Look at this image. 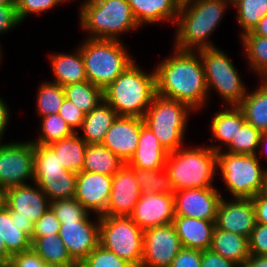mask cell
<instances>
[{"mask_svg": "<svg viewBox=\"0 0 267 267\" xmlns=\"http://www.w3.org/2000/svg\"><path fill=\"white\" fill-rule=\"evenodd\" d=\"M172 55L154 68L156 94L186 103L198 112L206 105L209 95L200 54L174 48Z\"/></svg>", "mask_w": 267, "mask_h": 267, "instance_id": "obj_1", "label": "cell"}, {"mask_svg": "<svg viewBox=\"0 0 267 267\" xmlns=\"http://www.w3.org/2000/svg\"><path fill=\"white\" fill-rule=\"evenodd\" d=\"M230 4L224 0H187L182 2L174 36V48L182 51H200L217 47L208 38L223 19ZM225 12V13H224Z\"/></svg>", "mask_w": 267, "mask_h": 267, "instance_id": "obj_2", "label": "cell"}, {"mask_svg": "<svg viewBox=\"0 0 267 267\" xmlns=\"http://www.w3.org/2000/svg\"><path fill=\"white\" fill-rule=\"evenodd\" d=\"M144 71L134 61L103 89L104 100L118 116L144 117L156 95L155 70Z\"/></svg>", "mask_w": 267, "mask_h": 267, "instance_id": "obj_3", "label": "cell"}, {"mask_svg": "<svg viewBox=\"0 0 267 267\" xmlns=\"http://www.w3.org/2000/svg\"><path fill=\"white\" fill-rule=\"evenodd\" d=\"M79 22L87 38L121 40L120 35L140 28L127 0H84Z\"/></svg>", "mask_w": 267, "mask_h": 267, "instance_id": "obj_4", "label": "cell"}, {"mask_svg": "<svg viewBox=\"0 0 267 267\" xmlns=\"http://www.w3.org/2000/svg\"><path fill=\"white\" fill-rule=\"evenodd\" d=\"M167 169L174 191L214 187L217 153L208 146L185 148L168 153Z\"/></svg>", "mask_w": 267, "mask_h": 267, "instance_id": "obj_5", "label": "cell"}, {"mask_svg": "<svg viewBox=\"0 0 267 267\" xmlns=\"http://www.w3.org/2000/svg\"><path fill=\"white\" fill-rule=\"evenodd\" d=\"M78 47L83 56L87 81L102 89L135 61L121 40L86 38Z\"/></svg>", "mask_w": 267, "mask_h": 267, "instance_id": "obj_6", "label": "cell"}, {"mask_svg": "<svg viewBox=\"0 0 267 267\" xmlns=\"http://www.w3.org/2000/svg\"><path fill=\"white\" fill-rule=\"evenodd\" d=\"M192 111L194 113V110L186 103L156 94L143 120L159 142L171 152L184 146L187 120Z\"/></svg>", "mask_w": 267, "mask_h": 267, "instance_id": "obj_7", "label": "cell"}, {"mask_svg": "<svg viewBox=\"0 0 267 267\" xmlns=\"http://www.w3.org/2000/svg\"><path fill=\"white\" fill-rule=\"evenodd\" d=\"M259 160L258 154L217 152V170L232 198L252 199L262 192L267 169L263 170Z\"/></svg>", "mask_w": 267, "mask_h": 267, "instance_id": "obj_8", "label": "cell"}, {"mask_svg": "<svg viewBox=\"0 0 267 267\" xmlns=\"http://www.w3.org/2000/svg\"><path fill=\"white\" fill-rule=\"evenodd\" d=\"M142 230L129 216H100L99 244L140 267L143 256Z\"/></svg>", "mask_w": 267, "mask_h": 267, "instance_id": "obj_9", "label": "cell"}, {"mask_svg": "<svg viewBox=\"0 0 267 267\" xmlns=\"http://www.w3.org/2000/svg\"><path fill=\"white\" fill-rule=\"evenodd\" d=\"M200 54L208 93L214 88L227 105L238 106L247 88L228 55L217 47L197 51Z\"/></svg>", "mask_w": 267, "mask_h": 267, "instance_id": "obj_10", "label": "cell"}, {"mask_svg": "<svg viewBox=\"0 0 267 267\" xmlns=\"http://www.w3.org/2000/svg\"><path fill=\"white\" fill-rule=\"evenodd\" d=\"M34 182L52 201L75 198L77 174L66 170L48 146L33 144Z\"/></svg>", "mask_w": 267, "mask_h": 267, "instance_id": "obj_11", "label": "cell"}, {"mask_svg": "<svg viewBox=\"0 0 267 267\" xmlns=\"http://www.w3.org/2000/svg\"><path fill=\"white\" fill-rule=\"evenodd\" d=\"M33 142L0 143V184L12 188L34 182Z\"/></svg>", "mask_w": 267, "mask_h": 267, "instance_id": "obj_12", "label": "cell"}, {"mask_svg": "<svg viewBox=\"0 0 267 267\" xmlns=\"http://www.w3.org/2000/svg\"><path fill=\"white\" fill-rule=\"evenodd\" d=\"M180 238L173 224L151 227L144 230L143 256L144 267H169L182 249Z\"/></svg>", "mask_w": 267, "mask_h": 267, "instance_id": "obj_13", "label": "cell"}, {"mask_svg": "<svg viewBox=\"0 0 267 267\" xmlns=\"http://www.w3.org/2000/svg\"><path fill=\"white\" fill-rule=\"evenodd\" d=\"M89 212L78 222L61 224L59 237L66 246L71 258L81 263L99 244L100 216L95 222L90 219Z\"/></svg>", "mask_w": 267, "mask_h": 267, "instance_id": "obj_14", "label": "cell"}, {"mask_svg": "<svg viewBox=\"0 0 267 267\" xmlns=\"http://www.w3.org/2000/svg\"><path fill=\"white\" fill-rule=\"evenodd\" d=\"M175 216L216 220L222 194L214 187L175 191Z\"/></svg>", "mask_w": 267, "mask_h": 267, "instance_id": "obj_15", "label": "cell"}, {"mask_svg": "<svg viewBox=\"0 0 267 267\" xmlns=\"http://www.w3.org/2000/svg\"><path fill=\"white\" fill-rule=\"evenodd\" d=\"M113 176L81 171L77 174L75 199L90 213H106Z\"/></svg>", "mask_w": 267, "mask_h": 267, "instance_id": "obj_16", "label": "cell"}, {"mask_svg": "<svg viewBox=\"0 0 267 267\" xmlns=\"http://www.w3.org/2000/svg\"><path fill=\"white\" fill-rule=\"evenodd\" d=\"M141 197L134 168L124 164L114 175L106 208L107 216H130Z\"/></svg>", "mask_w": 267, "mask_h": 267, "instance_id": "obj_17", "label": "cell"}, {"mask_svg": "<svg viewBox=\"0 0 267 267\" xmlns=\"http://www.w3.org/2000/svg\"><path fill=\"white\" fill-rule=\"evenodd\" d=\"M142 230L171 224L175 217L174 196L169 194H141L129 216Z\"/></svg>", "mask_w": 267, "mask_h": 267, "instance_id": "obj_18", "label": "cell"}, {"mask_svg": "<svg viewBox=\"0 0 267 267\" xmlns=\"http://www.w3.org/2000/svg\"><path fill=\"white\" fill-rule=\"evenodd\" d=\"M143 124L141 117L117 116L101 144L126 164L136 151Z\"/></svg>", "mask_w": 267, "mask_h": 267, "instance_id": "obj_19", "label": "cell"}, {"mask_svg": "<svg viewBox=\"0 0 267 267\" xmlns=\"http://www.w3.org/2000/svg\"><path fill=\"white\" fill-rule=\"evenodd\" d=\"M256 224L252 199L221 198L216 218V227L249 238Z\"/></svg>", "mask_w": 267, "mask_h": 267, "instance_id": "obj_20", "label": "cell"}, {"mask_svg": "<svg viewBox=\"0 0 267 267\" xmlns=\"http://www.w3.org/2000/svg\"><path fill=\"white\" fill-rule=\"evenodd\" d=\"M20 185L8 189L7 208L10 216L23 217L38 221L51 207V201L34 183Z\"/></svg>", "mask_w": 267, "mask_h": 267, "instance_id": "obj_21", "label": "cell"}, {"mask_svg": "<svg viewBox=\"0 0 267 267\" xmlns=\"http://www.w3.org/2000/svg\"><path fill=\"white\" fill-rule=\"evenodd\" d=\"M172 224L183 248L210 249L216 220L175 216Z\"/></svg>", "mask_w": 267, "mask_h": 267, "instance_id": "obj_22", "label": "cell"}, {"mask_svg": "<svg viewBox=\"0 0 267 267\" xmlns=\"http://www.w3.org/2000/svg\"><path fill=\"white\" fill-rule=\"evenodd\" d=\"M169 151L159 142L151 129L143 124L138 139V146L127 163L132 168L147 170L165 168Z\"/></svg>", "mask_w": 267, "mask_h": 267, "instance_id": "obj_23", "label": "cell"}, {"mask_svg": "<svg viewBox=\"0 0 267 267\" xmlns=\"http://www.w3.org/2000/svg\"><path fill=\"white\" fill-rule=\"evenodd\" d=\"M140 27L163 21L175 23L181 2L179 0H127Z\"/></svg>", "mask_w": 267, "mask_h": 267, "instance_id": "obj_24", "label": "cell"}, {"mask_svg": "<svg viewBox=\"0 0 267 267\" xmlns=\"http://www.w3.org/2000/svg\"><path fill=\"white\" fill-rule=\"evenodd\" d=\"M50 67L54 74L53 83L61 86L87 81L85 64L80 48L74 54L54 53L50 54Z\"/></svg>", "mask_w": 267, "mask_h": 267, "instance_id": "obj_25", "label": "cell"}, {"mask_svg": "<svg viewBox=\"0 0 267 267\" xmlns=\"http://www.w3.org/2000/svg\"><path fill=\"white\" fill-rule=\"evenodd\" d=\"M211 121L212 136L216 138L221 145H209L208 147L216 153L223 151L231 143L238 130L246 123L243 112L238 106H229L225 110L215 113Z\"/></svg>", "mask_w": 267, "mask_h": 267, "instance_id": "obj_26", "label": "cell"}, {"mask_svg": "<svg viewBox=\"0 0 267 267\" xmlns=\"http://www.w3.org/2000/svg\"><path fill=\"white\" fill-rule=\"evenodd\" d=\"M117 116L116 111L103 100L91 112L86 113L79 129H82V139L87 144H101Z\"/></svg>", "mask_w": 267, "mask_h": 267, "instance_id": "obj_27", "label": "cell"}, {"mask_svg": "<svg viewBox=\"0 0 267 267\" xmlns=\"http://www.w3.org/2000/svg\"><path fill=\"white\" fill-rule=\"evenodd\" d=\"M210 249L222 257L243 266L250 256L249 238L215 227Z\"/></svg>", "mask_w": 267, "mask_h": 267, "instance_id": "obj_28", "label": "cell"}, {"mask_svg": "<svg viewBox=\"0 0 267 267\" xmlns=\"http://www.w3.org/2000/svg\"><path fill=\"white\" fill-rule=\"evenodd\" d=\"M255 91L246 92L238 107L244 114L245 121L256 130L267 131V79H262Z\"/></svg>", "mask_w": 267, "mask_h": 267, "instance_id": "obj_29", "label": "cell"}, {"mask_svg": "<svg viewBox=\"0 0 267 267\" xmlns=\"http://www.w3.org/2000/svg\"><path fill=\"white\" fill-rule=\"evenodd\" d=\"M78 133L79 132L74 133L69 137L48 145V147L58 155V159L60 163H62V166L66 170L76 174L82 171L85 151L88 145Z\"/></svg>", "mask_w": 267, "mask_h": 267, "instance_id": "obj_30", "label": "cell"}, {"mask_svg": "<svg viewBox=\"0 0 267 267\" xmlns=\"http://www.w3.org/2000/svg\"><path fill=\"white\" fill-rule=\"evenodd\" d=\"M125 163L102 144H88L83 171L113 176Z\"/></svg>", "mask_w": 267, "mask_h": 267, "instance_id": "obj_31", "label": "cell"}, {"mask_svg": "<svg viewBox=\"0 0 267 267\" xmlns=\"http://www.w3.org/2000/svg\"><path fill=\"white\" fill-rule=\"evenodd\" d=\"M32 248L39 254L45 263H52L62 266H78L69 255L66 246L59 234L31 238Z\"/></svg>", "mask_w": 267, "mask_h": 267, "instance_id": "obj_32", "label": "cell"}, {"mask_svg": "<svg viewBox=\"0 0 267 267\" xmlns=\"http://www.w3.org/2000/svg\"><path fill=\"white\" fill-rule=\"evenodd\" d=\"M0 242L5 243L7 251L13 255L32 248L31 238L20 230L11 220L9 209H0Z\"/></svg>", "mask_w": 267, "mask_h": 267, "instance_id": "obj_33", "label": "cell"}, {"mask_svg": "<svg viewBox=\"0 0 267 267\" xmlns=\"http://www.w3.org/2000/svg\"><path fill=\"white\" fill-rule=\"evenodd\" d=\"M240 39L249 68L261 79H267V37L247 32Z\"/></svg>", "mask_w": 267, "mask_h": 267, "instance_id": "obj_34", "label": "cell"}, {"mask_svg": "<svg viewBox=\"0 0 267 267\" xmlns=\"http://www.w3.org/2000/svg\"><path fill=\"white\" fill-rule=\"evenodd\" d=\"M65 98L85 113L91 112L103 98V89L89 81L68 84L64 87Z\"/></svg>", "mask_w": 267, "mask_h": 267, "instance_id": "obj_35", "label": "cell"}, {"mask_svg": "<svg viewBox=\"0 0 267 267\" xmlns=\"http://www.w3.org/2000/svg\"><path fill=\"white\" fill-rule=\"evenodd\" d=\"M134 171L141 194L159 193L174 195L175 191L166 168L154 170L134 168Z\"/></svg>", "mask_w": 267, "mask_h": 267, "instance_id": "obj_36", "label": "cell"}, {"mask_svg": "<svg viewBox=\"0 0 267 267\" xmlns=\"http://www.w3.org/2000/svg\"><path fill=\"white\" fill-rule=\"evenodd\" d=\"M231 6L237 9L236 21L242 29L241 35L251 32L267 15V0H236Z\"/></svg>", "mask_w": 267, "mask_h": 267, "instance_id": "obj_37", "label": "cell"}, {"mask_svg": "<svg viewBox=\"0 0 267 267\" xmlns=\"http://www.w3.org/2000/svg\"><path fill=\"white\" fill-rule=\"evenodd\" d=\"M64 98L63 86L51 81L41 83L36 98L37 113L41 117L58 114Z\"/></svg>", "mask_w": 267, "mask_h": 267, "instance_id": "obj_38", "label": "cell"}, {"mask_svg": "<svg viewBox=\"0 0 267 267\" xmlns=\"http://www.w3.org/2000/svg\"><path fill=\"white\" fill-rule=\"evenodd\" d=\"M40 126L41 134L33 144L48 146L75 133L59 114L42 117Z\"/></svg>", "mask_w": 267, "mask_h": 267, "instance_id": "obj_39", "label": "cell"}, {"mask_svg": "<svg viewBox=\"0 0 267 267\" xmlns=\"http://www.w3.org/2000/svg\"><path fill=\"white\" fill-rule=\"evenodd\" d=\"M261 134V131L256 130L251 124L246 122L233 137L225 152L257 155Z\"/></svg>", "mask_w": 267, "mask_h": 267, "instance_id": "obj_40", "label": "cell"}, {"mask_svg": "<svg viewBox=\"0 0 267 267\" xmlns=\"http://www.w3.org/2000/svg\"><path fill=\"white\" fill-rule=\"evenodd\" d=\"M78 267H134L131 263L118 257L114 252L98 244Z\"/></svg>", "mask_w": 267, "mask_h": 267, "instance_id": "obj_41", "label": "cell"}, {"mask_svg": "<svg viewBox=\"0 0 267 267\" xmlns=\"http://www.w3.org/2000/svg\"><path fill=\"white\" fill-rule=\"evenodd\" d=\"M51 208L61 224L78 222L88 213L75 198L52 201Z\"/></svg>", "mask_w": 267, "mask_h": 267, "instance_id": "obj_42", "label": "cell"}, {"mask_svg": "<svg viewBox=\"0 0 267 267\" xmlns=\"http://www.w3.org/2000/svg\"><path fill=\"white\" fill-rule=\"evenodd\" d=\"M73 0H14L19 21L22 23L28 15L42 14L55 6Z\"/></svg>", "mask_w": 267, "mask_h": 267, "instance_id": "obj_43", "label": "cell"}, {"mask_svg": "<svg viewBox=\"0 0 267 267\" xmlns=\"http://www.w3.org/2000/svg\"><path fill=\"white\" fill-rule=\"evenodd\" d=\"M61 223L57 219L55 212L50 207L44 215L34 223L31 238H40L59 234Z\"/></svg>", "mask_w": 267, "mask_h": 267, "instance_id": "obj_44", "label": "cell"}, {"mask_svg": "<svg viewBox=\"0 0 267 267\" xmlns=\"http://www.w3.org/2000/svg\"><path fill=\"white\" fill-rule=\"evenodd\" d=\"M70 126V128L77 133L78 128L82 127L86 113L74 105L70 100L64 98L58 113Z\"/></svg>", "mask_w": 267, "mask_h": 267, "instance_id": "obj_45", "label": "cell"}, {"mask_svg": "<svg viewBox=\"0 0 267 267\" xmlns=\"http://www.w3.org/2000/svg\"><path fill=\"white\" fill-rule=\"evenodd\" d=\"M249 250L252 255L267 256V225L255 224L249 237Z\"/></svg>", "mask_w": 267, "mask_h": 267, "instance_id": "obj_46", "label": "cell"}, {"mask_svg": "<svg viewBox=\"0 0 267 267\" xmlns=\"http://www.w3.org/2000/svg\"><path fill=\"white\" fill-rule=\"evenodd\" d=\"M45 261L33 249L13 254L8 263L9 267H43Z\"/></svg>", "mask_w": 267, "mask_h": 267, "instance_id": "obj_47", "label": "cell"}, {"mask_svg": "<svg viewBox=\"0 0 267 267\" xmlns=\"http://www.w3.org/2000/svg\"><path fill=\"white\" fill-rule=\"evenodd\" d=\"M169 267H201V250L182 248Z\"/></svg>", "mask_w": 267, "mask_h": 267, "instance_id": "obj_48", "label": "cell"}, {"mask_svg": "<svg viewBox=\"0 0 267 267\" xmlns=\"http://www.w3.org/2000/svg\"><path fill=\"white\" fill-rule=\"evenodd\" d=\"M20 24L15 5L0 6V35Z\"/></svg>", "mask_w": 267, "mask_h": 267, "instance_id": "obj_49", "label": "cell"}, {"mask_svg": "<svg viewBox=\"0 0 267 267\" xmlns=\"http://www.w3.org/2000/svg\"><path fill=\"white\" fill-rule=\"evenodd\" d=\"M201 267H239L234 262L213 252L211 249L201 250Z\"/></svg>", "mask_w": 267, "mask_h": 267, "instance_id": "obj_50", "label": "cell"}, {"mask_svg": "<svg viewBox=\"0 0 267 267\" xmlns=\"http://www.w3.org/2000/svg\"><path fill=\"white\" fill-rule=\"evenodd\" d=\"M256 223L267 225V197L261 192L252 198Z\"/></svg>", "mask_w": 267, "mask_h": 267, "instance_id": "obj_51", "label": "cell"}, {"mask_svg": "<svg viewBox=\"0 0 267 267\" xmlns=\"http://www.w3.org/2000/svg\"><path fill=\"white\" fill-rule=\"evenodd\" d=\"M10 110L5 103L4 99L0 97V143L1 139L4 136L5 129L7 127V123L9 122Z\"/></svg>", "mask_w": 267, "mask_h": 267, "instance_id": "obj_52", "label": "cell"}, {"mask_svg": "<svg viewBox=\"0 0 267 267\" xmlns=\"http://www.w3.org/2000/svg\"><path fill=\"white\" fill-rule=\"evenodd\" d=\"M11 220H14L21 231H24L30 238L33 232L34 223L30 219L23 217L11 216Z\"/></svg>", "mask_w": 267, "mask_h": 267, "instance_id": "obj_53", "label": "cell"}, {"mask_svg": "<svg viewBox=\"0 0 267 267\" xmlns=\"http://www.w3.org/2000/svg\"><path fill=\"white\" fill-rule=\"evenodd\" d=\"M244 267H267L266 255H252L245 260Z\"/></svg>", "mask_w": 267, "mask_h": 267, "instance_id": "obj_54", "label": "cell"}, {"mask_svg": "<svg viewBox=\"0 0 267 267\" xmlns=\"http://www.w3.org/2000/svg\"><path fill=\"white\" fill-rule=\"evenodd\" d=\"M251 33L258 36L267 37V15L259 20Z\"/></svg>", "mask_w": 267, "mask_h": 267, "instance_id": "obj_55", "label": "cell"}, {"mask_svg": "<svg viewBox=\"0 0 267 267\" xmlns=\"http://www.w3.org/2000/svg\"><path fill=\"white\" fill-rule=\"evenodd\" d=\"M11 254L7 251L5 243L0 242V264H8Z\"/></svg>", "mask_w": 267, "mask_h": 267, "instance_id": "obj_56", "label": "cell"}, {"mask_svg": "<svg viewBox=\"0 0 267 267\" xmlns=\"http://www.w3.org/2000/svg\"><path fill=\"white\" fill-rule=\"evenodd\" d=\"M8 188L0 184V209L7 207Z\"/></svg>", "mask_w": 267, "mask_h": 267, "instance_id": "obj_57", "label": "cell"}, {"mask_svg": "<svg viewBox=\"0 0 267 267\" xmlns=\"http://www.w3.org/2000/svg\"><path fill=\"white\" fill-rule=\"evenodd\" d=\"M267 146V131L262 132L260 142H259V148L263 146ZM266 153V152H265Z\"/></svg>", "mask_w": 267, "mask_h": 267, "instance_id": "obj_58", "label": "cell"}, {"mask_svg": "<svg viewBox=\"0 0 267 267\" xmlns=\"http://www.w3.org/2000/svg\"><path fill=\"white\" fill-rule=\"evenodd\" d=\"M15 5L14 0H0V6Z\"/></svg>", "mask_w": 267, "mask_h": 267, "instance_id": "obj_59", "label": "cell"}, {"mask_svg": "<svg viewBox=\"0 0 267 267\" xmlns=\"http://www.w3.org/2000/svg\"><path fill=\"white\" fill-rule=\"evenodd\" d=\"M43 267H78V266H62V265H57V264H52V263H44Z\"/></svg>", "mask_w": 267, "mask_h": 267, "instance_id": "obj_60", "label": "cell"}, {"mask_svg": "<svg viewBox=\"0 0 267 267\" xmlns=\"http://www.w3.org/2000/svg\"><path fill=\"white\" fill-rule=\"evenodd\" d=\"M262 193L267 197V174H266V177H265V180H264Z\"/></svg>", "mask_w": 267, "mask_h": 267, "instance_id": "obj_61", "label": "cell"}, {"mask_svg": "<svg viewBox=\"0 0 267 267\" xmlns=\"http://www.w3.org/2000/svg\"><path fill=\"white\" fill-rule=\"evenodd\" d=\"M230 3V5H232L236 0H224Z\"/></svg>", "mask_w": 267, "mask_h": 267, "instance_id": "obj_62", "label": "cell"}, {"mask_svg": "<svg viewBox=\"0 0 267 267\" xmlns=\"http://www.w3.org/2000/svg\"><path fill=\"white\" fill-rule=\"evenodd\" d=\"M0 267H9L8 264H0Z\"/></svg>", "mask_w": 267, "mask_h": 267, "instance_id": "obj_63", "label": "cell"}, {"mask_svg": "<svg viewBox=\"0 0 267 267\" xmlns=\"http://www.w3.org/2000/svg\"><path fill=\"white\" fill-rule=\"evenodd\" d=\"M1 52H2V51H1V44H0V61L2 60V59H1V56H2V54H3V53H1ZM0 63H1V62H0Z\"/></svg>", "mask_w": 267, "mask_h": 267, "instance_id": "obj_64", "label": "cell"}]
</instances>
